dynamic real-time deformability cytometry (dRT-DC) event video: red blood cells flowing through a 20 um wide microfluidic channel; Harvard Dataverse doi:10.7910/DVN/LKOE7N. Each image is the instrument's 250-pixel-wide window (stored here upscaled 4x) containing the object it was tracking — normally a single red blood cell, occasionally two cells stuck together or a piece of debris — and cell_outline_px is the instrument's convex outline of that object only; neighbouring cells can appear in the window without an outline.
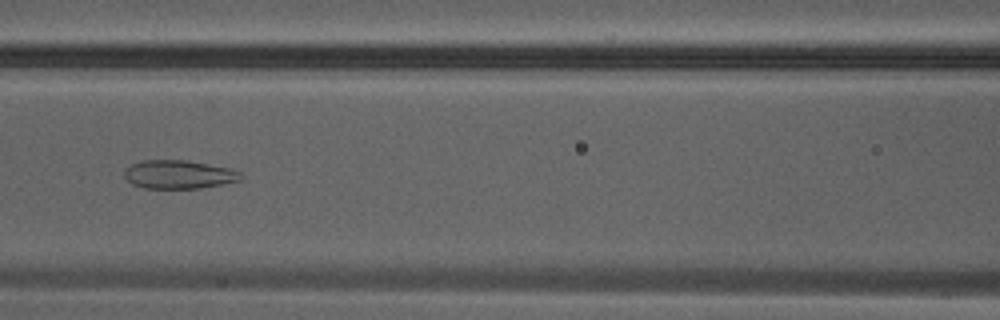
{"species": "Egyptian fruit bat (a non-hibernating species)", "species_latin": "Rousettus aegyptiacus", "temperature_condition": "warm", "stored_images_in_passage": 29, "camera_frame_rate_fps": 3000, "um_per_image_px": 0.085, "animal": {"sex": "male"}, "frame": {"image": 1, "passage_image": 13, "time_ms": 4.0, "image_size_px": [1000, 320], "cell_outline_px": [[244, 176], [240, 180], [224, 184], [200, 188], [144, 188], [132, 184], [124, 176], [124, 168], [140, 160], [188, 160], [232, 168], [244, 172]], "centroid_in_image_um": [15.25, 14.82], "position_along_channel_um": 151.4, "area_um2": 19.71}}